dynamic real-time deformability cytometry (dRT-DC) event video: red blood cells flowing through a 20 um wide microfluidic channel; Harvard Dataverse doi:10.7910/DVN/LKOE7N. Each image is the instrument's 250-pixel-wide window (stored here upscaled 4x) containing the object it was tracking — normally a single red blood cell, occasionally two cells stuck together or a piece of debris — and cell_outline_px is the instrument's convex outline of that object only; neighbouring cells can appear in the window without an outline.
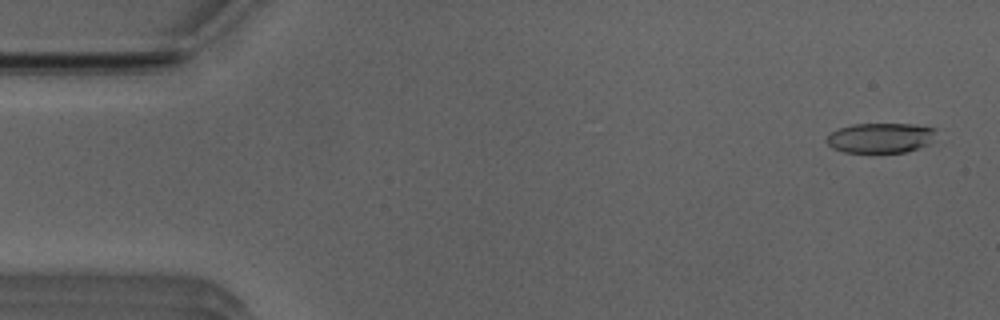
{"species": "Egyptian fruit bat (a non-hibernating species)", "species_latin": "Rousettus aegyptiacus", "temperature_condition": "room temperature", "stored_images_in_passage": 50, "camera_frame_rate_fps": 3000, "um_per_image_px": 0.085, "animal": {"sex": "male"}, "frame": {"image": 1, "passage_image": 1, "time_ms": 0.0, "image_size_px": [1000, 320], "cell_outline_px": [[936, 140], [928, 144], [908, 152], [844, 152], [832, 148], [824, 140], [832, 132], [840, 128], [852, 124], [912, 124], [936, 128]], "centroid_in_image_um": [74.88, 11.72], "position_along_channel_um": 10.1, "area_um2": 19.31}}
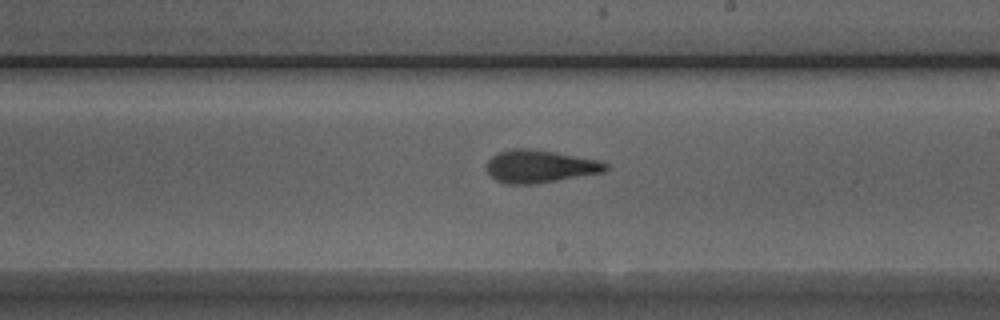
{"frame": {"image": 2, "passage_image": 28, "time_ms": 9.0, "image_size_px": [1000, 320], "cell_outline_px": [[608, 168], [604, 172], [532, 184], [508, 184], [496, 180], [488, 172], [488, 160], [496, 152], [512, 148], [528, 148], [556, 152], [600, 160], [608, 164]], "centroid_in_image_um": [45.89, 14.12], "position_along_channel_um": 243.1, "area_um2": 22.6}}
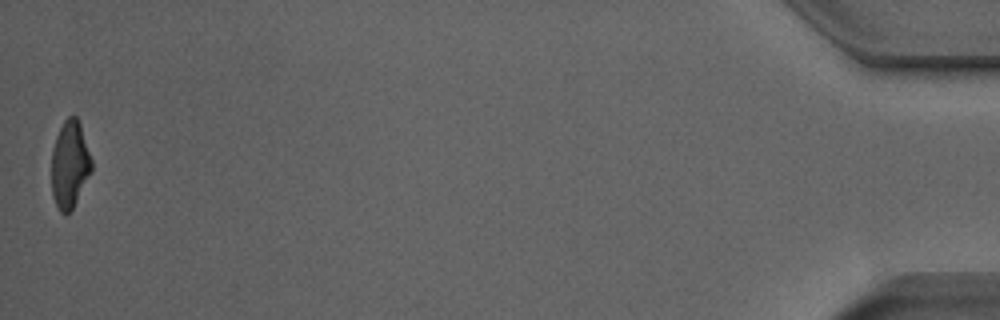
{"frame": {"image": 3, "passage_image": 50, "time_ms": 16.333, "image_size_px": [1000, 320], "cell_outline_px": [[92, 172], [72, 208], [64, 216], [60, 212], [52, 196], [52, 148], [56, 136], [64, 120], [68, 116], [76, 116], [80, 124], [92, 160]], "centroid_in_image_um": [5.93, 13.98], "position_along_channel_um": 429.3, "area_um2": 20.29}, "authors_computed_cell_mechanics": {"area_um2": 21.7617, "velocity_mm_per_s": 3.9469, "shape_relaxation_time_tau1_ms": 5.0448, "shape_relaxation_time_tau2_ms": 2.3859, "deformation_change_tau1": 0.2097, "deformation_change_tau2": 0.1341}}